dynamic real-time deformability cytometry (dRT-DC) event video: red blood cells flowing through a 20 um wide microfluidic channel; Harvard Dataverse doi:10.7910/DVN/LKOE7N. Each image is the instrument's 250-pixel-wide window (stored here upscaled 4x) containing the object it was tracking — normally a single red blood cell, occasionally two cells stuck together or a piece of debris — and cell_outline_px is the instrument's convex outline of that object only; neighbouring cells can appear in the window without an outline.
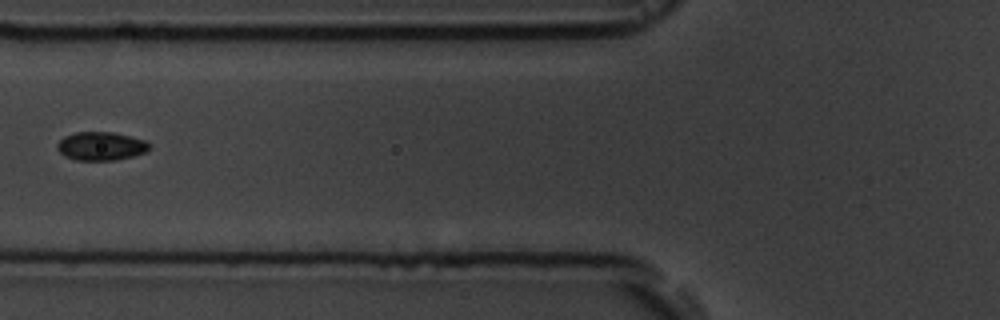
{"species": "common noctule bat (a hibernating species)", "species_latin": "Nyctalus noctula", "temperature_condition": "room temperature", "stored_images_in_passage": 6, "camera_frame_rate_fps": 3000, "um_per_image_px": 0.085, "animal": {"sex": "male", "body_mass_g": 19.5, "forearm_length_mm": 54.6}, "frame": {"image": 1, "passage_image": 6, "time_ms": 6.333, "image_size_px": [1000, 320], "cell_outline_px": [[152, 144], [144, 152], [132, 156], [116, 160], [76, 160], [64, 156], [56, 148], [56, 144], [64, 136], [76, 132], [112, 132], [144, 140]], "centroid_in_image_um": [8.54, 12.42], "position_along_channel_um": 117.3, "area_um2": 15.2}}